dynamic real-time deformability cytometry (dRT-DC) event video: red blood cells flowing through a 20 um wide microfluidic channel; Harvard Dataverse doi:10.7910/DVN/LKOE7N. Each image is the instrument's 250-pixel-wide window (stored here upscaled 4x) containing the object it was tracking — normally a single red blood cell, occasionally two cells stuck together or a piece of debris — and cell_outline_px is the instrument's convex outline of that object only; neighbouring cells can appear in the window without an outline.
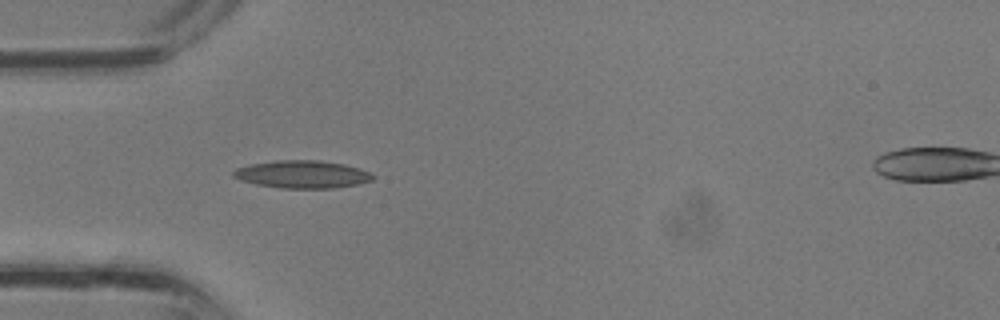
{"species": "common noctule bat (a hibernating species)", "species_latin": "Nyctalus noctula", "temperature_condition": "room temperature", "stored_images_in_passage": 26, "camera_frame_rate_fps": 3000, "um_per_image_px": 0.085, "animal": {"sex": "male", "body_mass_g": 13.3}, "frame": {"image": 1, "passage_image": 2, "time_ms": 0.333, "image_size_px": [1000, 320], "cell_outline_px": [[376, 176], [372, 180], [360, 184], [332, 188], [280, 188], [256, 184], [240, 180], [232, 176], [232, 172], [236, 168], [252, 164], [276, 160], [320, 160], [344, 164], [360, 168]], "centroid_in_image_um": [25.7, 14.82], "position_along_channel_um": 59.3, "area_um2": 22.54}}
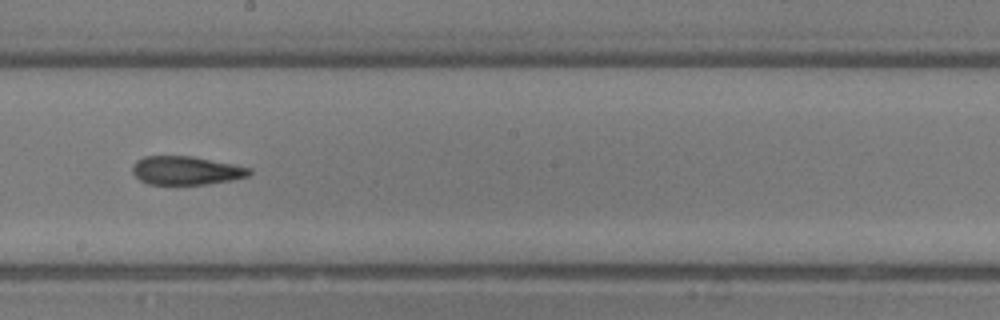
{"frame": {"image": 2, "passage_image": 11, "time_ms": 3.333, "image_size_px": [1000, 320], "cell_outline_px": [[252, 172], [248, 176], [232, 180], [208, 184], [148, 184], [140, 180], [132, 172], [132, 164], [136, 160], [144, 156], [192, 156], [252, 168]], "centroid_in_image_um": [15.81, 14.49], "position_along_channel_um": 232.4, "area_um2": 19.48}}
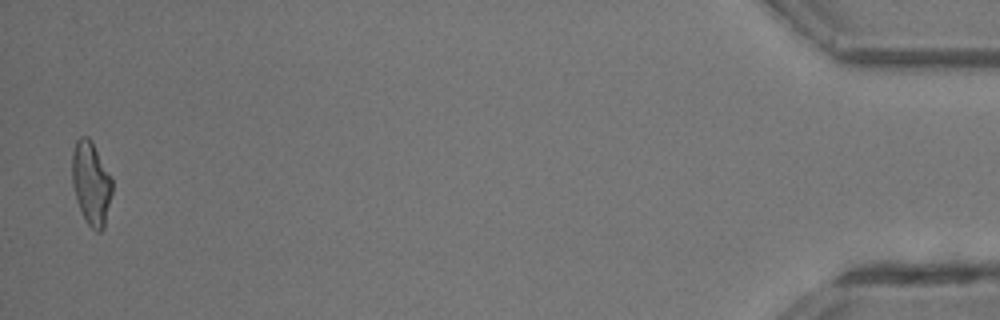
{"frame": {"image": 3, "passage_image": 26, "time_ms": 8.333, "image_size_px": [1000, 320], "cell_outline_px": [[112, 192], [104, 228], [100, 232], [96, 232], [88, 224], [80, 208], [72, 184], [72, 152], [76, 140], [80, 136], [88, 136], [112, 180]], "centroid_in_image_um": [7.73, 15.58], "position_along_channel_um": 427.5, "area_um2": 19.02}}